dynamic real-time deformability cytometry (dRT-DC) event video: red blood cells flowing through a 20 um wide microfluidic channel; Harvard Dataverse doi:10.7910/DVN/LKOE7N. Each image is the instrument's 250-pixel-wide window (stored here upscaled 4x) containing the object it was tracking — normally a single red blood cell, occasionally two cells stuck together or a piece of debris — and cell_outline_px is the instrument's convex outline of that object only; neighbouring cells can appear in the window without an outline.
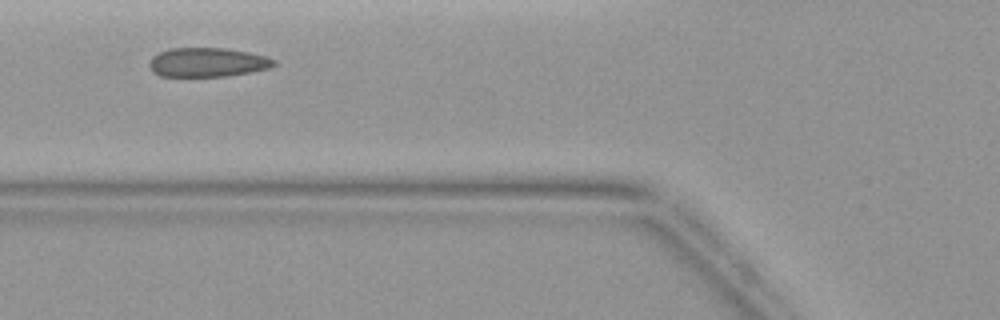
{"species": "common noctule bat (a hibernating species)", "species_latin": "Nyctalus noctula", "temperature_condition": "warm", "stored_images_in_passage": 2, "camera_frame_rate_fps": 3000, "um_per_image_px": 0.085, "animal": {"sex": "female", "body_mass_g": 19.9}, "frame": {"image": 1, "passage_image": 2, "time_ms": 1.0, "image_size_px": [1000, 320], "cell_outline_px": [[276, 64], [268, 68], [228, 76], [160, 76], [152, 72], [148, 64], [152, 56], [160, 52], [172, 48], [224, 48], [248, 52], [264, 56], [276, 60]], "centroid_in_image_um": [17.6, 5.3], "position_along_channel_um": 108.2, "area_um2": 21.04}}